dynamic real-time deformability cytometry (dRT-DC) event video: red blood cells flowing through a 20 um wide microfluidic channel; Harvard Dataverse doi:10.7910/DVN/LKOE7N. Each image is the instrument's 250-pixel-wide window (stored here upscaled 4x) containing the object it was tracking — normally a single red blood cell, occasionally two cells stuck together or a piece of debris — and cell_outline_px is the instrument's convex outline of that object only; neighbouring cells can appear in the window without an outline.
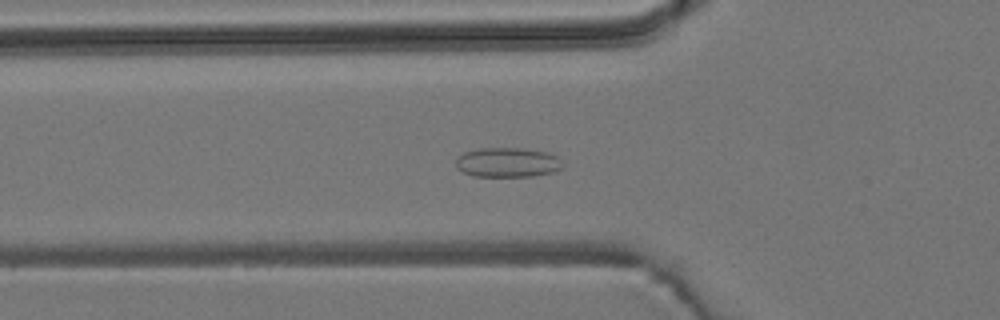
{"species": "common noctule bat (a hibernating species)", "species_latin": "Nyctalus noctula", "temperature_condition": "room temperature", "stored_images_in_passage": 53, "camera_frame_rate_fps": 3000, "um_per_image_px": 0.085, "animal": {"sex": "male", "body_mass_g": 19.2, "forearm_length_mm": 51.8}, "frame": {"image": 1, "passage_image": 18, "time_ms": 5.667, "image_size_px": [1000, 320], "cell_outline_px": [[564, 164], [560, 168], [552, 172], [532, 176], [472, 176], [456, 168], [456, 156], [464, 152], [480, 148], [520, 148], [548, 152], [556, 156]], "centroid_in_image_um": [43.1, 13.8], "position_along_channel_um": 82.7, "area_um2": 18.44}}
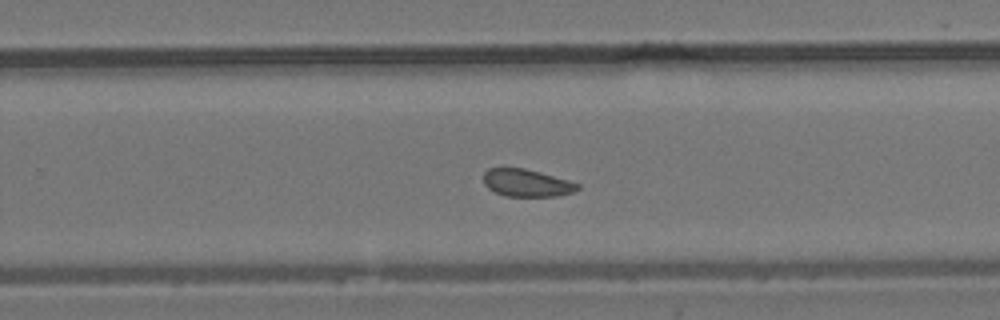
{"frame": {"image": 2, "passage_image": 34, "time_ms": 11.0, "image_size_px": [1000, 320], "cell_outline_px": [[580, 188], [572, 192], [560, 196], [504, 196], [488, 188], [484, 184], [484, 172], [488, 168], [524, 168], [540, 172], [568, 180], [580, 184]], "centroid_in_image_um": [44.77, 15.55], "position_along_channel_um": 285.0, "area_um2": 15.03}}
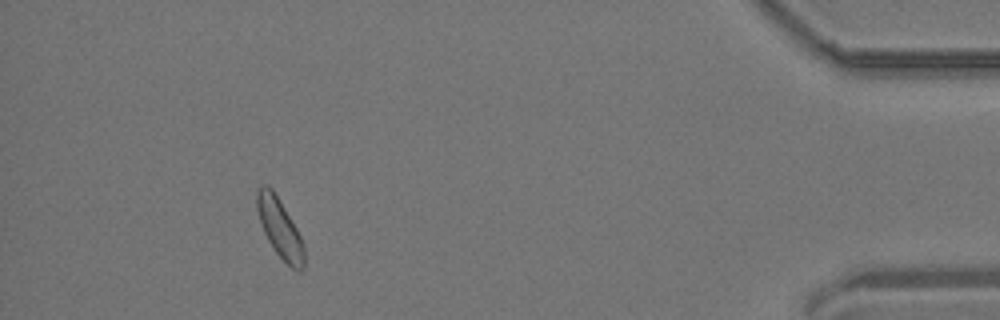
{"frame": {"image": 3, "passage_image": 49, "time_ms": 16.0, "image_size_px": [1000, 320], "cell_outline_px": [[304, 268], [300, 272], [292, 268], [272, 248], [260, 224], [256, 208], [256, 192], [260, 184], [268, 184], [272, 188], [296, 228], [304, 244]], "centroid_in_image_um": [23.75, 19.37], "position_along_channel_um": 411.4, "area_um2": 16.24}, "authors_computed_cell_mechanics": {"area_um2": 16.3574, "velocity_mm_per_s": 3.7897, "shape_relaxation_time_tau1_ms": null, "shape_relaxation_time_tau2_ms": 4.6926, "deformation_change_tau1": null, "deformation_change_tau2": 0.101}}